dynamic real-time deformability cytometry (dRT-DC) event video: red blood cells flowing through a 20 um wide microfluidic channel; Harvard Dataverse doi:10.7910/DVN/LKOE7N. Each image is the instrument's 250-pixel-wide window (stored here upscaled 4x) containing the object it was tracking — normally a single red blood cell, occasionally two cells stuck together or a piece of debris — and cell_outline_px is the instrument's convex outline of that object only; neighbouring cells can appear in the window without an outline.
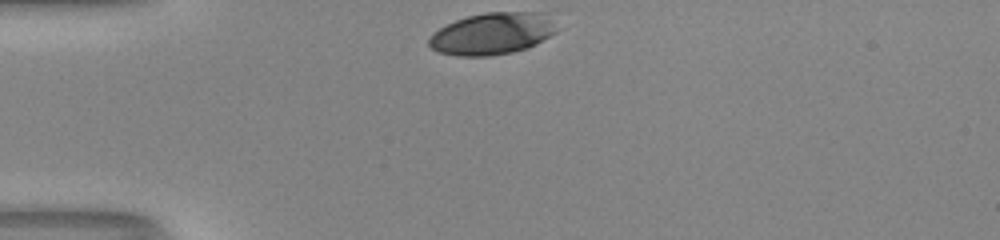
{"species": "human", "species_latin": "Homo sapiens", "temperature_condition": "room temperature", "stored_images_in_passage": 29, "camera_frame_rate_fps": 3000, "um_per_image_px": 0.085, "donor": {"sex": "male"}, "frame": {"image": 1, "passage_image": 1, "time_ms": 0.0, "image_size_px": [1000, 240], "cell_outline_px": [[556, 32], [536, 44], [528, 48], [512, 52], [488, 56], [456, 56], [436, 52], [428, 44], [428, 40], [440, 28], [456, 20], [468, 16], [484, 12], [548, 12]], "centroid_in_image_um": [41.85, 2.86], "position_along_channel_um": 43.2, "area_um2": 31.1}}
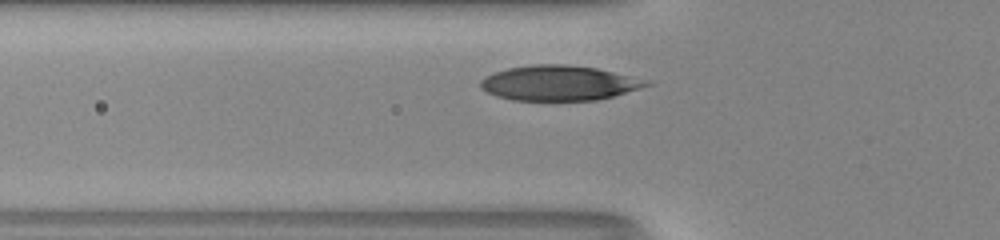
{"frame": {"image": 2, "passage_image": 6, "time_ms": 1.667, "image_size_px": [1000, 240], "cell_outline_px": [[652, 84], [612, 96], [596, 100], [512, 100], [496, 96], [480, 88], [480, 80], [484, 76], [508, 68], [532, 64], [564, 64], [596, 68], [652, 80]], "centroid_in_image_um": [47.51, 7.05], "position_along_channel_um": 78.3, "area_um2": 33.81}}
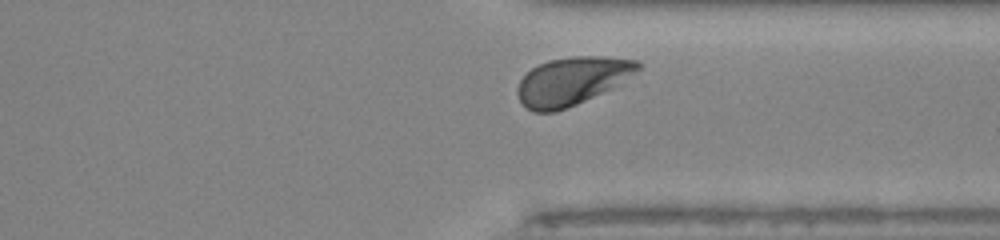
{"frame": {"image": 3, "passage_image": 27, "time_ms": 8.667, "image_size_px": [1000, 240], "cell_outline_px": [[640, 68], [616, 84], [568, 108], [556, 112], [532, 112], [524, 108], [520, 104], [516, 92], [516, 88], [520, 80], [532, 68], [548, 60], [572, 56], [600, 56], [640, 60]], "centroid_in_image_um": [48.52, 6.89], "position_along_channel_um": 362.9, "area_um2": 33.29}, "authors_computed_cell_mechanics": {"area_um2": 34.1598, "velocity_mm_per_s": 4.0607, "shape_relaxation_time_tau1_ms": 1.7642, "shape_relaxation_time_tau2_ms": null, "deformation_change_tau1": 0.136, "deformation_change_tau2": null}}